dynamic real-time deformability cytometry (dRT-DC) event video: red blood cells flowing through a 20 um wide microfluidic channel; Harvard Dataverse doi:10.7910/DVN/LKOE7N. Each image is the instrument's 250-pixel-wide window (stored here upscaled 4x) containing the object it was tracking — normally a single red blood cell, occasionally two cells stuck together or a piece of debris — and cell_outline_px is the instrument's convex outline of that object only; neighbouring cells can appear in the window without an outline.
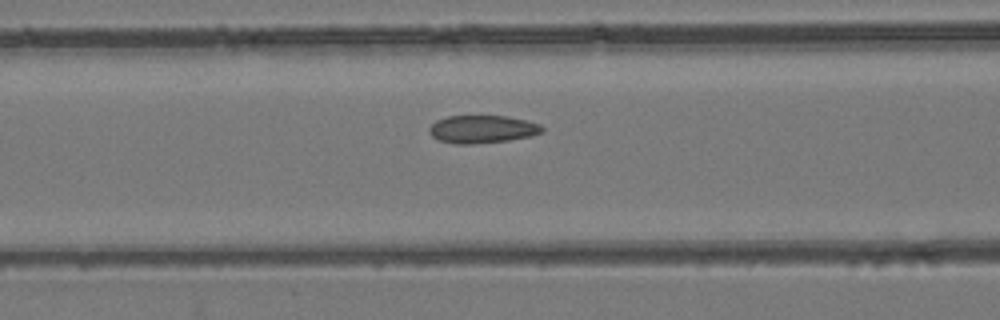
{"species": "common noctule bat (a hibernating species)", "species_latin": "Nyctalus noctula", "temperature_condition": "room temperature", "stored_images_in_passage": 31, "camera_frame_rate_fps": 3000, "um_per_image_px": 0.085, "animal": {"sex": "female", "body_mass_g": 24.6, "forearm_length_mm": 56.2}, "frame": {"image": 1, "passage_image": 10, "time_ms": 3.0, "image_size_px": [1000, 320], "cell_outline_px": [[544, 132], [532, 136], [508, 140], [472, 144], [452, 144], [436, 140], [428, 132], [428, 128], [436, 120], [448, 116], [508, 116], [540, 124], [544, 128]], "centroid_in_image_um": [40.97, 10.99], "position_along_channel_um": 125.6, "area_um2": 18.5}}
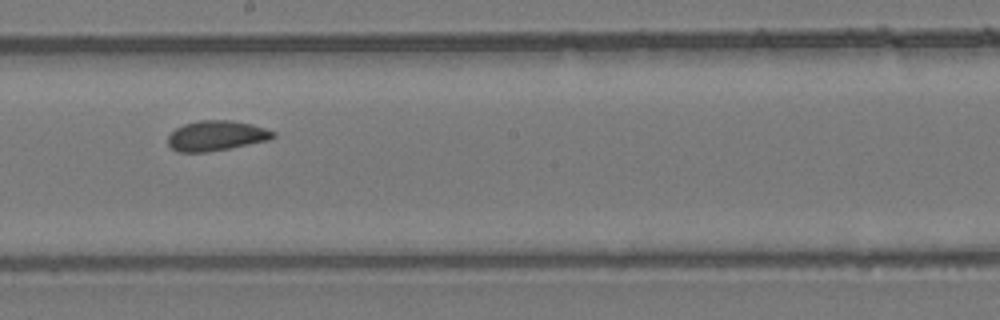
{"frame": {"image": 2, "passage_image": 18, "time_ms": 5.667, "image_size_px": [1000, 320], "cell_outline_px": [[276, 136], [268, 140], [228, 148], [204, 152], [176, 152], [168, 144], [168, 136], [176, 128], [184, 124], [200, 120], [228, 120], [252, 124], [276, 132]], "centroid_in_image_um": [18.37, 11.53], "position_along_channel_um": 229.8, "area_um2": 18.26}}
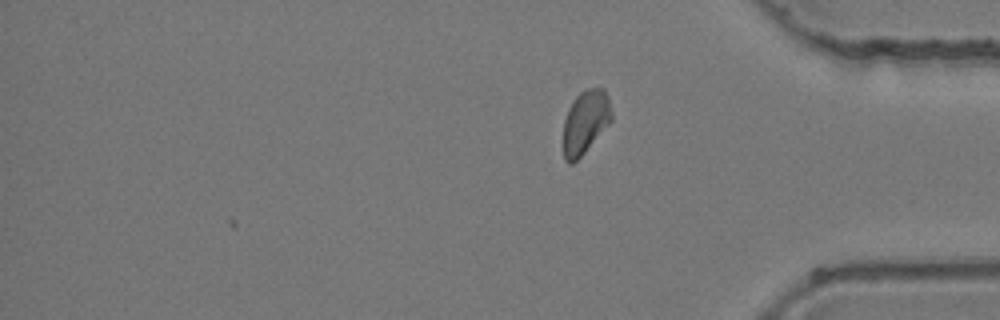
{"frame": {"image": 3, "passage_image": 31, "time_ms": 10.0, "image_size_px": [1000, 320], "cell_outline_px": [[612, 120], [584, 152], [572, 164], [568, 164], [564, 160], [564, 120], [568, 108], [576, 96], [580, 92], [588, 88], [604, 88], [608, 96], [612, 112]], "centroid_in_image_um": [49.76, 10.35], "position_along_channel_um": 385.4, "area_um2": 17.69}, "authors_computed_cell_mechanics": {"area_um2": 18.4382, "velocity_mm_per_s": 3.9113, "shape_relaxation_time_tau1_ms": 5.8181, "shape_relaxation_time_tau2_ms": 0.926, "deformation_change_tau1": 0.0935, "deformation_change_tau2": 0.0383}}